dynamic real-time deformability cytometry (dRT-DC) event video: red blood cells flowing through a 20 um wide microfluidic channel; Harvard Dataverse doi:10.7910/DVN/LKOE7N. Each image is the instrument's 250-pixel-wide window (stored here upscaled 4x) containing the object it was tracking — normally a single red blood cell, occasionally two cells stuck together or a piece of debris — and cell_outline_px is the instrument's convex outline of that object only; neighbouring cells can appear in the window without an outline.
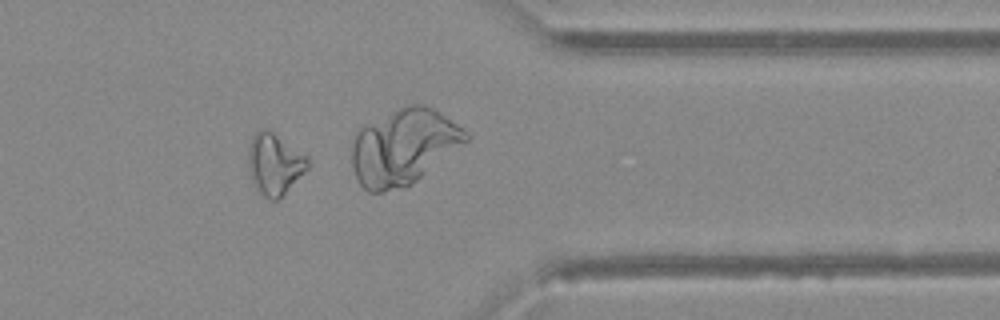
{"species": "Egyptian fruit bat (a non-hibernating species)", "species_latin": "Rousettus aegyptiacus", "temperature_condition": "warm", "stored_images_in_passage": 44, "camera_frame_rate_fps": 3000, "um_per_image_px": 0.085, "animal": {"sex": "female"}, "frame": {"image": 1, "passage_image": 38, "time_ms": 12.333, "image_size_px": [1000, 320], "cell_outline_px": [[308, 168], [276, 200], [268, 200], [256, 188], [248, 172], [248, 148], [252, 136], [260, 128], [268, 128], [308, 156]], "centroid_in_image_um": [23.3, 13.89], "position_along_channel_um": 388.1, "area_um2": 21.15}}